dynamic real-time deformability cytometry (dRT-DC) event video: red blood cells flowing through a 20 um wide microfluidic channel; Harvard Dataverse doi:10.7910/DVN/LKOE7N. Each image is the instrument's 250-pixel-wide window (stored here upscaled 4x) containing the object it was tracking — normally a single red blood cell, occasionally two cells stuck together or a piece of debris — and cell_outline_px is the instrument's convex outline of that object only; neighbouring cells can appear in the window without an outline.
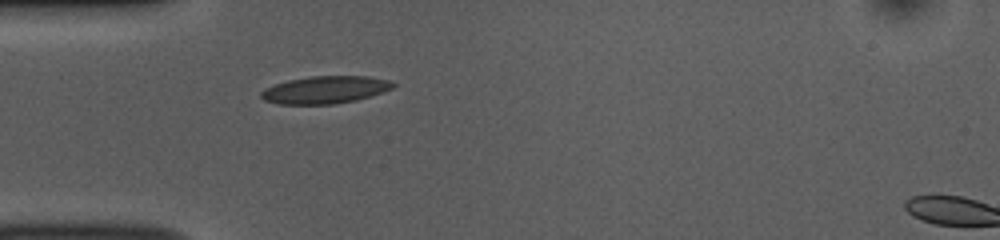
{"species": "common noctule bat (a hibernating species)", "species_latin": "Nyctalus noctula", "temperature_condition": "room temperature", "stored_images_in_passage": 38, "camera_frame_rate_fps": 3000, "um_per_image_px": 0.085, "animal": {"sex": "female", "body_mass_g": 10.0, "forearm_length_mm": 53.1}, "frame": {"image": 1, "passage_image": 1, "time_ms": 0.0, "image_size_px": [1000, 240], "cell_outline_px": [[396, 84], [392, 88], [384, 92], [356, 100], [332, 104], [280, 104], [264, 100], [260, 96], [260, 92], [264, 88], [288, 80], [312, 76], [368, 76], [388, 80]], "centroid_in_image_um": [27.63, 7.63], "position_along_channel_um": 57.4, "area_um2": 21.04}}
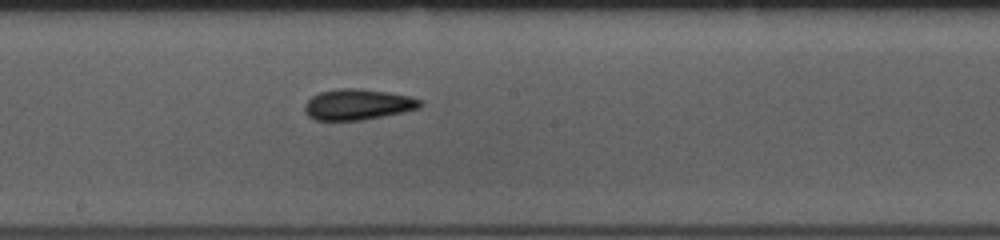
{"frame": {"image": 2, "passage_image": 14, "time_ms": 4.333, "image_size_px": [1000, 240], "cell_outline_px": [[424, 104], [420, 108], [360, 120], [316, 120], [308, 116], [304, 112], [304, 104], [312, 96], [320, 92], [340, 88], [360, 88], [388, 92], [412, 96], [424, 100]], "centroid_in_image_um": [30.42, 8.86], "position_along_channel_um": 217.8, "area_um2": 20.81}}
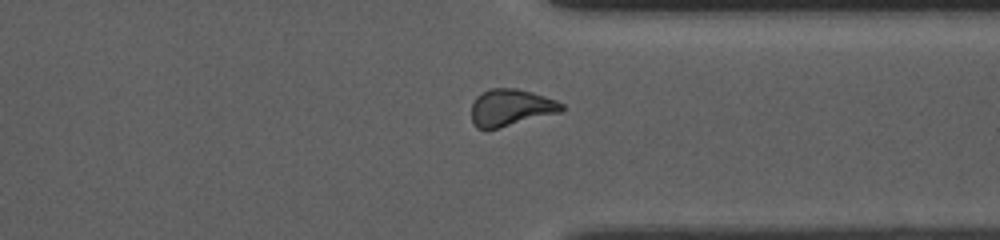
{"frame": {"image": 3, "passage_image": 26, "time_ms": 8.333, "image_size_px": [1000, 240], "cell_outline_px": [[564, 112], [488, 132], [476, 128], [472, 120], [472, 104], [476, 96], [492, 88], [516, 88], [532, 92], [556, 100], [564, 104]], "centroid_in_image_um": [43.44, 9.2], "position_along_channel_um": 368.0, "area_um2": 20.11}, "authors_computed_cell_mechanics": {"area_um2": 19.7965, "velocity_mm_per_s": 3.7884, "shape_relaxation_time_tau1_ms": null, "shape_relaxation_time_tau2_ms": 5.5673, "deformation_change_tau1": null, "deformation_change_tau2": 0.1048}}